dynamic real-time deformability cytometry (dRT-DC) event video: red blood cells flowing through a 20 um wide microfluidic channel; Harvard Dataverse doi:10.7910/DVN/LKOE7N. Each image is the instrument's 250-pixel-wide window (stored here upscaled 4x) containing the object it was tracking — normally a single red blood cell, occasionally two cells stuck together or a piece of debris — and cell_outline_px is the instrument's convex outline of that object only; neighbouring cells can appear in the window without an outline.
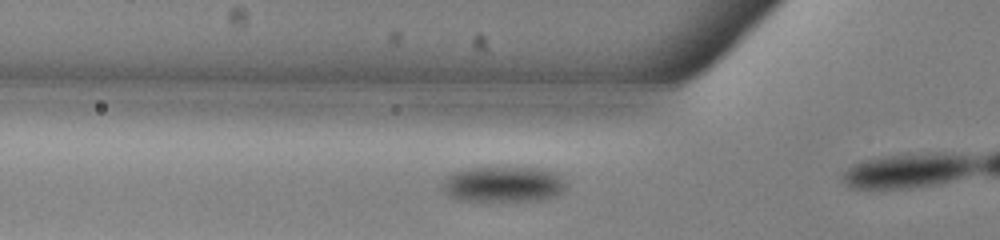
{"species": "common noctule bat (a hibernating species)", "species_latin": "Nyctalus noctula", "temperature_condition": "warm", "stored_images_in_passage": 14, "camera_frame_rate_fps": 3000, "um_per_image_px": 0.085, "animal": {"sex": "male", "body_mass_g": 13.0, "forearm_length_mm": 53.1}, "frame": {"image": 1, "passage_image": 12, "time_ms": 3.667, "image_size_px": [1000, 240], "cell_outline_px": [[568, 188], [560, 196], [548, 200], [456, 200], [448, 196], [440, 188], [440, 184], [444, 176], [448, 172], [460, 168], [480, 164], [524, 164], [556, 168], [568, 172]], "centroid_in_image_um": [42.93, 15.52], "position_along_channel_um": 82.9, "area_um2": 29.54}}